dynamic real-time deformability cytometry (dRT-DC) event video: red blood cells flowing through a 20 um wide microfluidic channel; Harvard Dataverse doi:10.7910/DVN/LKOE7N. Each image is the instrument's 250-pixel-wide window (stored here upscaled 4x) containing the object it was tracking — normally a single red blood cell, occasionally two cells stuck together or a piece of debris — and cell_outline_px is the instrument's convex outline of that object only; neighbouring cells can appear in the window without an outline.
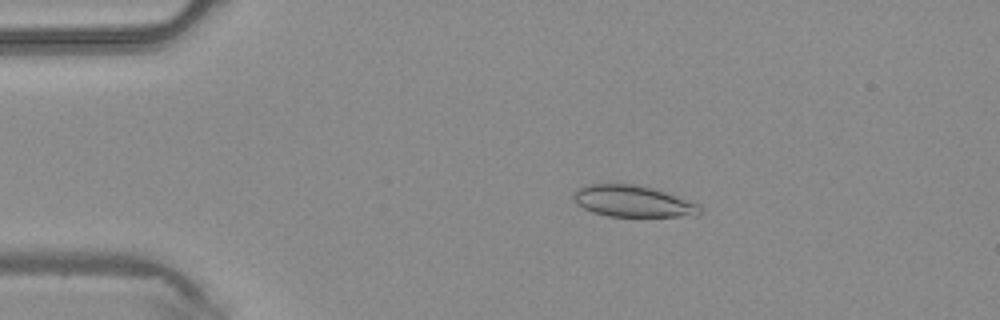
{"species": "common noctule bat (a hibernating species)", "species_latin": "Nyctalus noctula", "temperature_condition": "warm", "stored_images_in_passage": 38, "camera_frame_rate_fps": 3000, "um_per_image_px": 0.085, "animal": {"sex": "male", "body_mass_g": 20.4}, "frame": {"image": 1, "passage_image": 1, "time_ms": 0.0, "image_size_px": [1000, 320], "cell_outline_px": [[700, 212], [696, 216], [608, 216], [592, 212], [576, 204], [572, 200], [572, 196], [576, 188], [588, 184], [636, 184], [652, 188], [692, 200], [700, 204]], "centroid_in_image_um": [53.78, 17.1], "position_along_channel_um": 31.2, "area_um2": 23.41}}
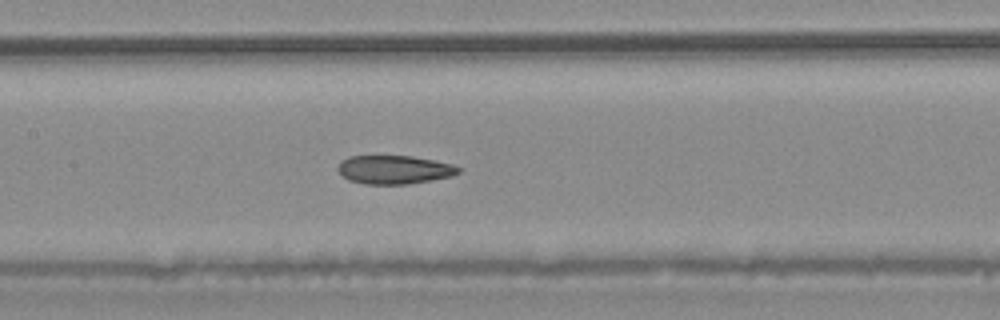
{"frame": {"image": 2, "passage_image": 14, "time_ms": 4.333, "image_size_px": [1000, 320], "cell_outline_px": [[460, 172], [452, 176], [432, 180], [408, 184], [364, 184], [348, 180], [336, 168], [340, 160], [348, 156], [412, 156], [452, 164], [460, 168]], "centroid_in_image_um": [33.48, 14.42], "position_along_channel_um": 173.9, "area_um2": 20.11}}
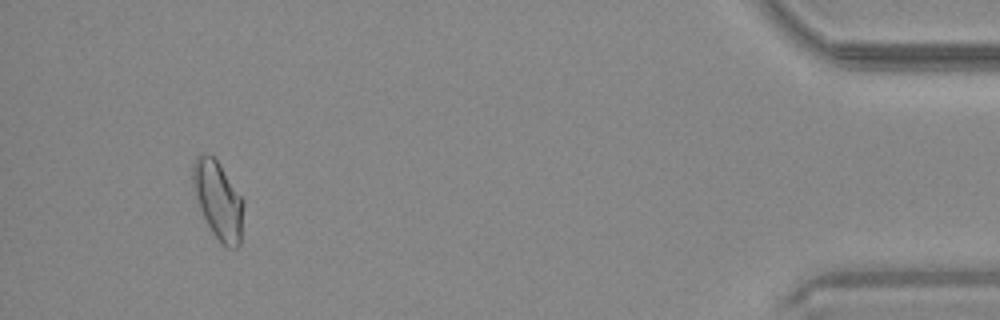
{"frame": {"image": 3, "passage_image": 35, "time_ms": 11.333, "image_size_px": [1000, 320], "cell_outline_px": [[244, 204], [240, 244], [236, 248], [228, 248], [216, 236], [208, 224], [200, 208], [192, 180], [192, 164], [196, 156], [204, 152], [212, 156], [220, 164], [244, 200]], "centroid_in_image_um": [18.56, 16.97], "position_along_channel_um": 416.6, "area_um2": 22.66}}